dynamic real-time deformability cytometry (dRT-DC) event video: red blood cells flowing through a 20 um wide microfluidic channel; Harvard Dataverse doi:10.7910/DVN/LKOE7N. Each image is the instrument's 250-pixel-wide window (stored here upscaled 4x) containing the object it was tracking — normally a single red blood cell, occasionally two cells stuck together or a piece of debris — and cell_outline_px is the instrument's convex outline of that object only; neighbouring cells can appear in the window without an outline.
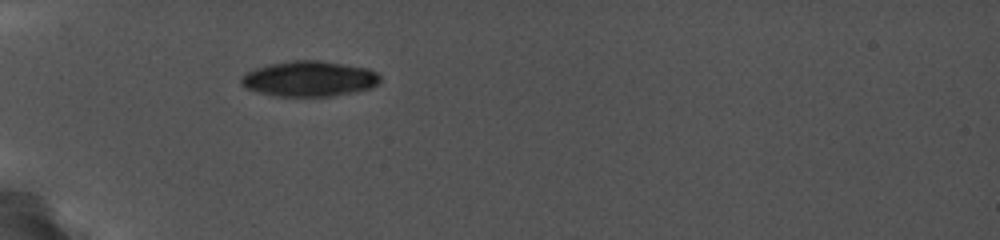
{"species": "common noctule bat (a hibernating species)", "species_latin": "Nyctalus noctula", "temperature_condition": "cold", "stored_images_in_passage": 2, "camera_frame_rate_fps": 5000, "um_per_image_px": 0.085, "animal": {"sex": "female", "body_mass_g": 19.0, "forearm_length_mm": 56.7}, "frame": {"image": 1, "passage_image": 1, "time_ms": 0.0, "image_size_px": [1000, 240], "cell_outline_px": [[380, 80], [376, 84], [368, 88], [356, 92], [332, 96], [276, 96], [260, 92], [248, 88], [240, 80], [248, 72], [260, 68], [276, 64], [296, 60], [316, 60], [364, 68], [376, 72], [380, 76]], "centroid_in_image_um": [26.34, 6.71], "position_along_channel_um": 58.7, "area_um2": 27.69}}